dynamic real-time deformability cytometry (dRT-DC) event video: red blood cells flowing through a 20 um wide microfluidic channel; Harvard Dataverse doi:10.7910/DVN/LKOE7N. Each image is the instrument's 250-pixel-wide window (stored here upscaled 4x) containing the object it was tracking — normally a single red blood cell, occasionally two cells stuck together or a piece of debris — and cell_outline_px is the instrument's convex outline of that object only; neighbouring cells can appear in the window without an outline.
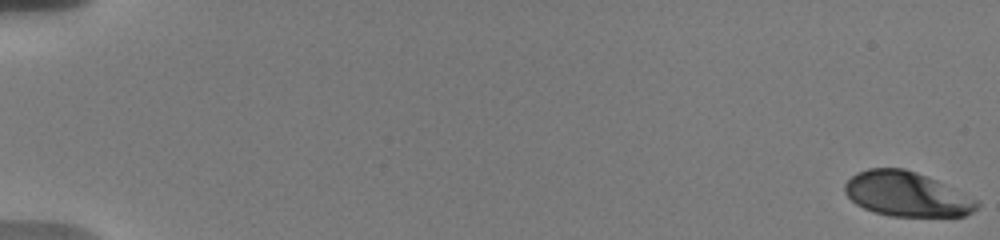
{"species": "human", "species_latin": "Homo sapiens", "temperature_condition": "warm", "stored_images_in_passage": 42, "camera_frame_rate_fps": 3000, "um_per_image_px": 0.085, "donor": {"sex": "male"}, "frame": {"image": 1, "passage_image": 1, "time_ms": 0.0, "image_size_px": [1000, 240], "cell_outline_px": [[980, 204], [972, 212], [964, 216], [892, 216], [876, 212], [864, 208], [856, 204], [844, 192], [844, 184], [856, 172], [868, 168], [904, 168], [916, 172], [936, 180], [980, 200]], "centroid_in_image_um": [77.08, 16.49], "position_along_channel_um": 7.9, "area_um2": 34.33}}
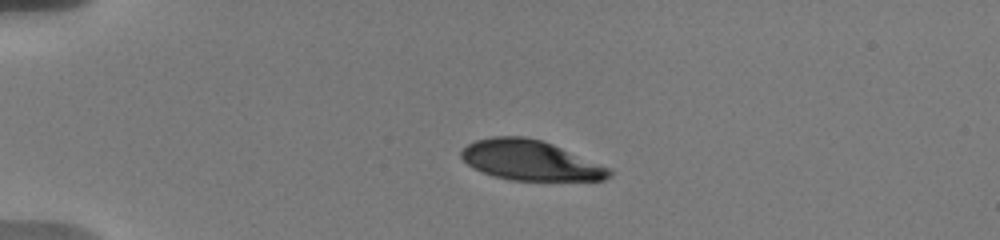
{"frame": {"image": 2, "passage_image": 35, "time_ms": 4.667, "image_size_px": [1000, 240], "cell_outline_px": [[612, 176], [604, 180], [508, 180], [492, 176], [472, 168], [460, 156], [460, 152], [468, 144], [476, 140], [492, 136], [524, 136], [540, 140], [552, 144], [612, 168]], "centroid_in_image_um": [45.08, 13.63], "position_along_channel_um": 39.9, "area_um2": 34.56}}